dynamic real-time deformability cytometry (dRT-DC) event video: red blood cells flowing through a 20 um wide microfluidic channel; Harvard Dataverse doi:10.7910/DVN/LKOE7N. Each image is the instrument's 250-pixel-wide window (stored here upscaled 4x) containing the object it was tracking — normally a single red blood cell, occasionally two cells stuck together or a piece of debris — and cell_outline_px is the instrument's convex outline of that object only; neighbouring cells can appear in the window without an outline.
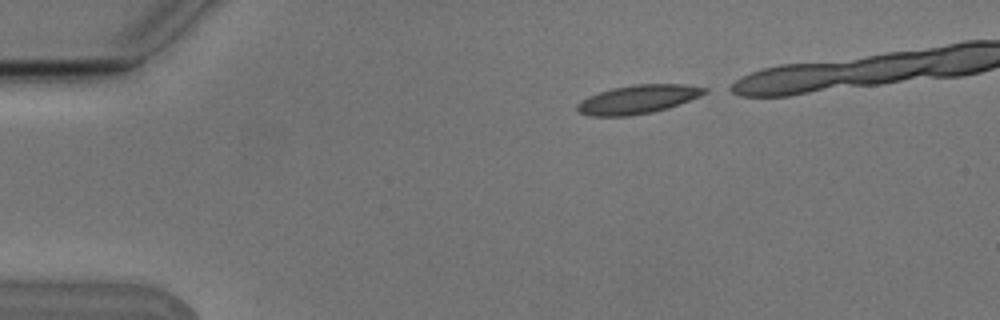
{"species": "Egyptian fruit bat (a non-hibernating species)", "species_latin": "Rousettus aegyptiacus", "temperature_condition": "cold", "stored_images_in_passage": 5, "camera_frame_rate_fps": 3000, "um_per_image_px": 0.085, "animal": {"sex": "male"}, "frame": {"image": 1, "passage_image": 1, "time_ms": 0.0, "image_size_px": [1000, 320], "cell_outline_px": [[708, 92], [700, 96], [668, 108], [652, 112], [628, 116], [588, 116], [576, 112], [576, 104], [580, 100], [588, 96], [612, 88], [632, 84], [680, 84], [708, 88]], "centroid_in_image_um": [54.17, 8.45], "position_along_channel_um": 30.8, "area_um2": 21.39}}